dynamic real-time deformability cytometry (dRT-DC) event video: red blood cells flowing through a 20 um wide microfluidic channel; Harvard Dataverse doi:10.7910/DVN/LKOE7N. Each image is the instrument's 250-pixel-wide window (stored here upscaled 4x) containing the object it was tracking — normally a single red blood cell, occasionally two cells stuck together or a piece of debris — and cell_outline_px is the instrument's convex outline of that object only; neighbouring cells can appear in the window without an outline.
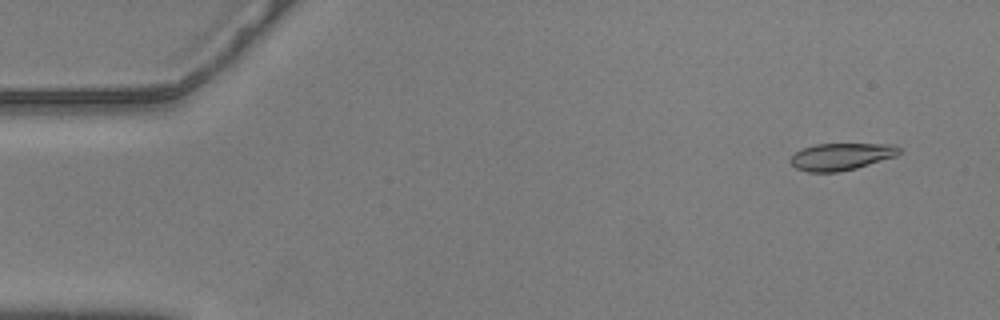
{"species": "common noctule bat (a hibernating species)", "species_latin": "Nyctalus noctula", "temperature_condition": "warm", "stored_images_in_passage": 57, "camera_frame_rate_fps": 3000, "um_per_image_px": 0.085, "animal": {"sex": "male", "body_mass_g": 20.5, "forearm_length_mm": 52.5}, "frame": {"image": 1, "passage_image": 4, "time_ms": 1.0, "image_size_px": [1000, 320], "cell_outline_px": [[900, 152], [896, 156], [856, 168], [840, 172], [808, 172], [796, 168], [788, 160], [796, 152], [804, 148], [816, 144], [892, 144], [900, 148]], "centroid_in_image_um": [71.49, 13.31], "position_along_channel_um": 13.5, "area_um2": 17.05}}
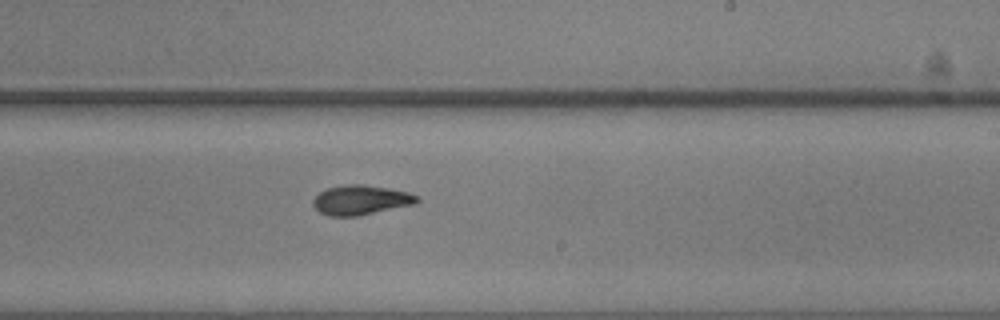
{"frame": {"image": 2, "passage_image": 34, "time_ms": 11.0, "image_size_px": [1000, 320], "cell_outline_px": [[420, 200], [416, 204], [356, 216], [328, 216], [320, 212], [312, 204], [312, 200], [320, 192], [328, 188], [348, 184], [364, 184], [388, 188], [408, 192], [420, 196]], "centroid_in_image_um": [30.7, 17.0], "position_along_channel_um": 258.3, "area_um2": 17.98}}
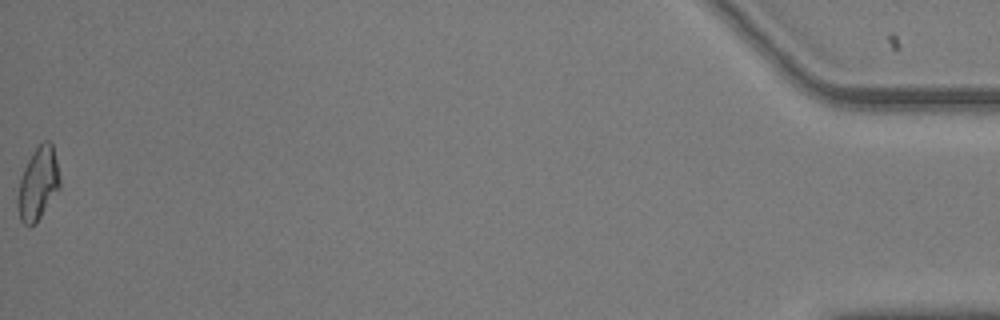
{"frame": {"image": 3, "passage_image": 57, "time_ms": 18.667, "image_size_px": [1000, 320], "cell_outline_px": [[60, 188], [36, 224], [28, 228], [20, 220], [16, 204], [16, 196], [20, 180], [24, 168], [28, 160], [36, 148], [44, 140], [48, 140], [52, 144], [60, 176]], "centroid_in_image_um": [3.22, 15.67], "position_along_channel_um": 432.0, "area_um2": 18.03}, "authors_computed_cell_mechanics": {"area_um2": 17.4556, "velocity_mm_per_s": 3.5766, "shape_relaxation_time_tau1_ms": 8.3746, "shape_relaxation_time_tau2_ms": 3.4573, "deformation_change_tau1": 0.229, "deformation_change_tau2": 0.0973}}